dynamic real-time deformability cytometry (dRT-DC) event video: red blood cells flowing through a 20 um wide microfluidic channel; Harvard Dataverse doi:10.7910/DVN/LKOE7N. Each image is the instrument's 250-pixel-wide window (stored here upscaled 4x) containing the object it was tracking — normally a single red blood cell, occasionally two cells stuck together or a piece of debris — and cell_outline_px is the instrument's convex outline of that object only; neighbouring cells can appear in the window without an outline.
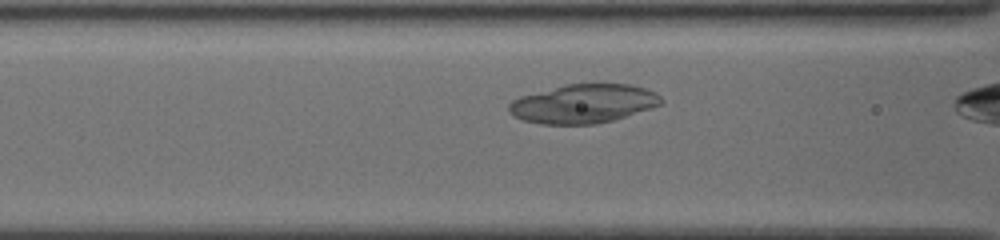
{"species": "common noctule bat (a hibernating species)", "species_latin": "Nyctalus noctula", "temperature_condition": "cold", "stored_images_in_passage": 7, "camera_frame_rate_fps": 3000, "um_per_image_px": 0.085, "animal": {"sex": "female", "body_mass_g": 19.5, "forearm_length_mm": 54.1}, "frame": {"image": 1, "passage_image": 5, "time_ms": 1.333, "image_size_px": [1000, 240], "cell_outline_px": [[664, 100], [660, 104], [612, 120], [596, 124], [544, 124], [524, 120], [508, 112], [508, 104], [512, 100], [520, 96], [564, 84], [628, 84], [644, 88], [656, 92]], "centroid_in_image_um": [49.55, 8.8], "position_along_channel_um": 117.1, "area_um2": 34.16}}